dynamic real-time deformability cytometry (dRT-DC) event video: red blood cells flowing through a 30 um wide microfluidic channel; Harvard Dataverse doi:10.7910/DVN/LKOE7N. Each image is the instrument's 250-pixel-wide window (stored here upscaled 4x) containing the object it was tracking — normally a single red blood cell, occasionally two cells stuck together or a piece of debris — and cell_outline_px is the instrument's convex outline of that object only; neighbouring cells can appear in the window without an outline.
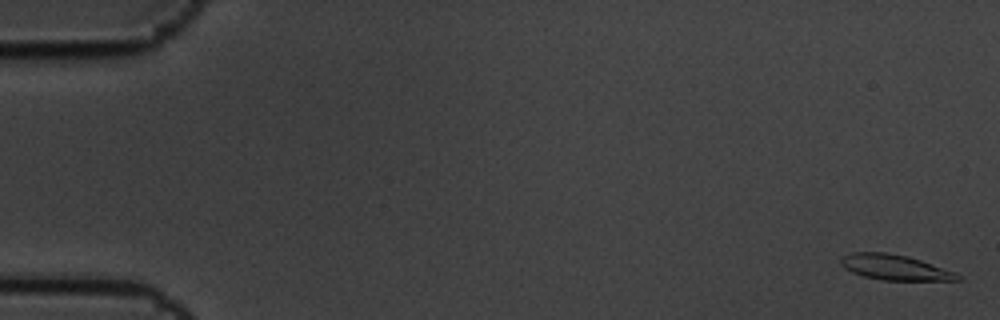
{"species": "common noctule bat (a hibernating species)", "species_latin": "Nyctalus noctula", "temperature_condition": "cold", "stored_images_in_passage": 4, "camera_frame_rate_fps": 3000, "um_per_image_px": 0.085, "animal": {"sex": "male", "body_mass_g": 19.5, "forearm_length_mm": 54.6}, "frame": {"image": 1, "passage_image": 1, "time_ms": 0.0, "image_size_px": [1000, 320], "cell_outline_px": [[960, 280], [884, 280], [864, 276], [852, 272], [844, 268], [840, 264], [840, 256], [852, 252], [884, 252], [908, 256], [956, 272], [960, 276]], "centroid_in_image_um": [76.01, 22.71], "position_along_channel_um": 9.0, "area_um2": 17.17}}